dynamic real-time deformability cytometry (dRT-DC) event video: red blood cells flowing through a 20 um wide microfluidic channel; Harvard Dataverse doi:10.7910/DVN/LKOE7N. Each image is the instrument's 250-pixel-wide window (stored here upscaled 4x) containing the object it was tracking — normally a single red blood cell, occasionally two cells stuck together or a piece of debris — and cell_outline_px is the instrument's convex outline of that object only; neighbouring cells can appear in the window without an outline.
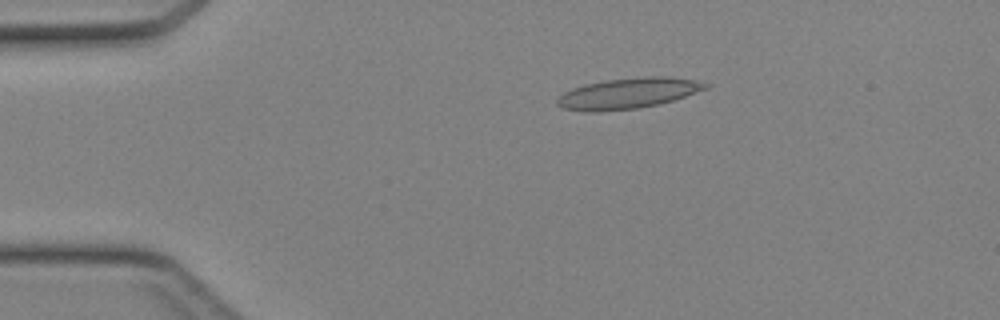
{"species": "Egyptian fruit bat (a non-hibernating species)", "species_latin": "Rousettus aegyptiacus", "temperature_condition": "cold", "stored_images_in_passage": 36, "camera_frame_rate_fps": 3000, "um_per_image_px": 0.085, "animal": {"sex": "female"}, "frame": {"image": 1, "passage_image": 1, "time_ms": 0.0, "image_size_px": [1000, 320], "cell_outline_px": [[712, 84], [708, 88], [672, 100], [656, 104], [636, 108], [592, 112], [584, 112], [564, 108], [556, 104], [556, 100], [564, 92], [572, 88], [584, 84], [604, 80], [644, 76], [672, 76]], "centroid_in_image_um": [53.36, 7.91], "position_along_channel_um": 31.6, "area_um2": 26.41}}
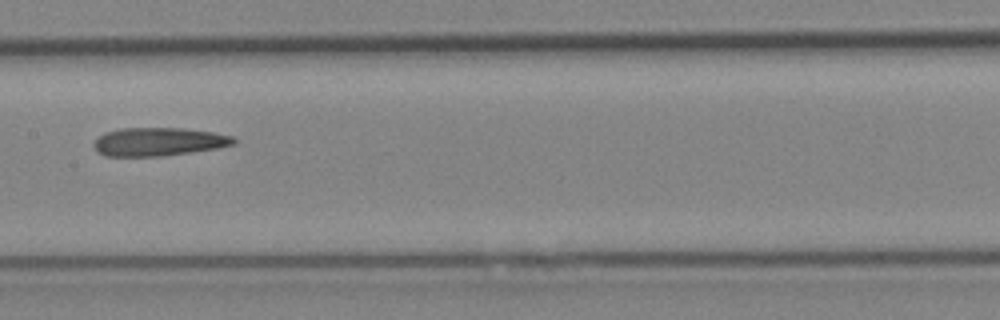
{"frame": {"image": 2, "passage_image": 15, "time_ms": 4.667, "image_size_px": [1000, 320], "cell_outline_px": [[236, 144], [216, 148], [160, 156], [104, 156], [96, 152], [92, 144], [104, 132], [120, 128], [184, 128], [212, 132], [232, 136], [236, 140]], "centroid_in_image_um": [13.44, 12.04], "position_along_channel_um": 194.0, "area_um2": 23.06}}
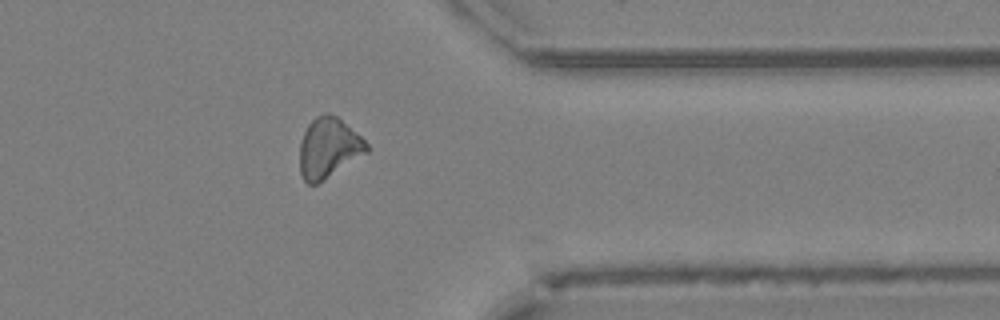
{"frame": {"image": 3, "passage_image": 28, "time_ms": 9.0, "image_size_px": [1000, 320], "cell_outline_px": [[368, 152], [316, 184], [308, 184], [304, 180], [300, 172], [300, 144], [304, 132], [308, 124], [316, 116], [324, 112], [328, 112], [336, 116], [356, 132], [368, 144]], "centroid_in_image_um": [27.91, 12.55], "position_along_channel_um": 383.5, "area_um2": 23.18}}